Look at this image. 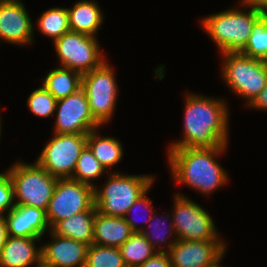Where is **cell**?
<instances>
[{
	"mask_svg": "<svg viewBox=\"0 0 267 267\" xmlns=\"http://www.w3.org/2000/svg\"><path fill=\"white\" fill-rule=\"evenodd\" d=\"M15 207L14 192L8 171L0 172V215Z\"/></svg>",
	"mask_w": 267,
	"mask_h": 267,
	"instance_id": "cell-31",
	"label": "cell"
},
{
	"mask_svg": "<svg viewBox=\"0 0 267 267\" xmlns=\"http://www.w3.org/2000/svg\"><path fill=\"white\" fill-rule=\"evenodd\" d=\"M56 134H88L101 127L91 114L86 93L81 88L68 97L57 100Z\"/></svg>",
	"mask_w": 267,
	"mask_h": 267,
	"instance_id": "cell-12",
	"label": "cell"
},
{
	"mask_svg": "<svg viewBox=\"0 0 267 267\" xmlns=\"http://www.w3.org/2000/svg\"><path fill=\"white\" fill-rule=\"evenodd\" d=\"M220 263H221V261L218 262L214 267H224V266H221Z\"/></svg>",
	"mask_w": 267,
	"mask_h": 267,
	"instance_id": "cell-39",
	"label": "cell"
},
{
	"mask_svg": "<svg viewBox=\"0 0 267 267\" xmlns=\"http://www.w3.org/2000/svg\"><path fill=\"white\" fill-rule=\"evenodd\" d=\"M35 267H51L45 263H43L42 261H40L38 264L35 265Z\"/></svg>",
	"mask_w": 267,
	"mask_h": 267,
	"instance_id": "cell-37",
	"label": "cell"
},
{
	"mask_svg": "<svg viewBox=\"0 0 267 267\" xmlns=\"http://www.w3.org/2000/svg\"><path fill=\"white\" fill-rule=\"evenodd\" d=\"M38 18V30L43 36L51 38L52 42L70 31L67 8L58 6L47 9Z\"/></svg>",
	"mask_w": 267,
	"mask_h": 267,
	"instance_id": "cell-25",
	"label": "cell"
},
{
	"mask_svg": "<svg viewBox=\"0 0 267 267\" xmlns=\"http://www.w3.org/2000/svg\"><path fill=\"white\" fill-rule=\"evenodd\" d=\"M133 233L124 217L107 216L96 211L93 244L120 247Z\"/></svg>",
	"mask_w": 267,
	"mask_h": 267,
	"instance_id": "cell-18",
	"label": "cell"
},
{
	"mask_svg": "<svg viewBox=\"0 0 267 267\" xmlns=\"http://www.w3.org/2000/svg\"><path fill=\"white\" fill-rule=\"evenodd\" d=\"M7 224V233L12 237L41 238L46 231L51 230L46 210L27 206L15 205L7 214H4Z\"/></svg>",
	"mask_w": 267,
	"mask_h": 267,
	"instance_id": "cell-16",
	"label": "cell"
},
{
	"mask_svg": "<svg viewBox=\"0 0 267 267\" xmlns=\"http://www.w3.org/2000/svg\"><path fill=\"white\" fill-rule=\"evenodd\" d=\"M119 249L126 267H137L157 253L141 232H134Z\"/></svg>",
	"mask_w": 267,
	"mask_h": 267,
	"instance_id": "cell-24",
	"label": "cell"
},
{
	"mask_svg": "<svg viewBox=\"0 0 267 267\" xmlns=\"http://www.w3.org/2000/svg\"><path fill=\"white\" fill-rule=\"evenodd\" d=\"M43 86L56 100L70 96L82 87V74L65 67H56L41 78Z\"/></svg>",
	"mask_w": 267,
	"mask_h": 267,
	"instance_id": "cell-21",
	"label": "cell"
},
{
	"mask_svg": "<svg viewBox=\"0 0 267 267\" xmlns=\"http://www.w3.org/2000/svg\"><path fill=\"white\" fill-rule=\"evenodd\" d=\"M57 100L43 87L39 86L27 98L30 112L37 117H50L55 115Z\"/></svg>",
	"mask_w": 267,
	"mask_h": 267,
	"instance_id": "cell-29",
	"label": "cell"
},
{
	"mask_svg": "<svg viewBox=\"0 0 267 267\" xmlns=\"http://www.w3.org/2000/svg\"><path fill=\"white\" fill-rule=\"evenodd\" d=\"M150 189L151 187L134 202V204L129 208V210L126 212L124 216V218L126 219L127 223L129 224L133 232H142L144 228H146L147 224L152 218L154 211L156 210L153 208L152 202L147 196ZM143 208L145 209V212L150 211L149 215L147 214L146 220L143 221L144 224H146V226L138 225V222L135 219L136 217H133V219L129 217L130 214H132L133 212L136 213L138 210H141L142 212V210H144Z\"/></svg>",
	"mask_w": 267,
	"mask_h": 267,
	"instance_id": "cell-30",
	"label": "cell"
},
{
	"mask_svg": "<svg viewBox=\"0 0 267 267\" xmlns=\"http://www.w3.org/2000/svg\"><path fill=\"white\" fill-rule=\"evenodd\" d=\"M8 237L7 224L4 215H0V255Z\"/></svg>",
	"mask_w": 267,
	"mask_h": 267,
	"instance_id": "cell-34",
	"label": "cell"
},
{
	"mask_svg": "<svg viewBox=\"0 0 267 267\" xmlns=\"http://www.w3.org/2000/svg\"><path fill=\"white\" fill-rule=\"evenodd\" d=\"M239 5L243 10L237 7L222 10L199 21L207 35L216 43L219 53H242L252 30L264 16L261 5L241 1Z\"/></svg>",
	"mask_w": 267,
	"mask_h": 267,
	"instance_id": "cell-3",
	"label": "cell"
},
{
	"mask_svg": "<svg viewBox=\"0 0 267 267\" xmlns=\"http://www.w3.org/2000/svg\"><path fill=\"white\" fill-rule=\"evenodd\" d=\"M98 129L91 130L87 134V146L93 155L99 160L107 172L123 159V146L115 137L100 136Z\"/></svg>",
	"mask_w": 267,
	"mask_h": 267,
	"instance_id": "cell-22",
	"label": "cell"
},
{
	"mask_svg": "<svg viewBox=\"0 0 267 267\" xmlns=\"http://www.w3.org/2000/svg\"><path fill=\"white\" fill-rule=\"evenodd\" d=\"M1 120H2V119H1V116H0V138H1V134H2V132H1V131H2V129H1V128H2V127H1V126H2Z\"/></svg>",
	"mask_w": 267,
	"mask_h": 267,
	"instance_id": "cell-38",
	"label": "cell"
},
{
	"mask_svg": "<svg viewBox=\"0 0 267 267\" xmlns=\"http://www.w3.org/2000/svg\"><path fill=\"white\" fill-rule=\"evenodd\" d=\"M227 145L219 147L168 148L167 159L172 179L202 195L213 194L229 181L226 170L216 161Z\"/></svg>",
	"mask_w": 267,
	"mask_h": 267,
	"instance_id": "cell-2",
	"label": "cell"
},
{
	"mask_svg": "<svg viewBox=\"0 0 267 267\" xmlns=\"http://www.w3.org/2000/svg\"><path fill=\"white\" fill-rule=\"evenodd\" d=\"M245 56L267 61V17H262L252 30L245 50Z\"/></svg>",
	"mask_w": 267,
	"mask_h": 267,
	"instance_id": "cell-28",
	"label": "cell"
},
{
	"mask_svg": "<svg viewBox=\"0 0 267 267\" xmlns=\"http://www.w3.org/2000/svg\"><path fill=\"white\" fill-rule=\"evenodd\" d=\"M85 267H126L119 247L91 244L87 250Z\"/></svg>",
	"mask_w": 267,
	"mask_h": 267,
	"instance_id": "cell-27",
	"label": "cell"
},
{
	"mask_svg": "<svg viewBox=\"0 0 267 267\" xmlns=\"http://www.w3.org/2000/svg\"><path fill=\"white\" fill-rule=\"evenodd\" d=\"M224 240L185 241L178 239L168 254L172 267H214L225 257Z\"/></svg>",
	"mask_w": 267,
	"mask_h": 267,
	"instance_id": "cell-13",
	"label": "cell"
},
{
	"mask_svg": "<svg viewBox=\"0 0 267 267\" xmlns=\"http://www.w3.org/2000/svg\"><path fill=\"white\" fill-rule=\"evenodd\" d=\"M264 17H267V0L261 5Z\"/></svg>",
	"mask_w": 267,
	"mask_h": 267,
	"instance_id": "cell-36",
	"label": "cell"
},
{
	"mask_svg": "<svg viewBox=\"0 0 267 267\" xmlns=\"http://www.w3.org/2000/svg\"><path fill=\"white\" fill-rule=\"evenodd\" d=\"M96 211L97 209H89L60 220L51 231L57 236L72 238L90 246L93 244Z\"/></svg>",
	"mask_w": 267,
	"mask_h": 267,
	"instance_id": "cell-20",
	"label": "cell"
},
{
	"mask_svg": "<svg viewBox=\"0 0 267 267\" xmlns=\"http://www.w3.org/2000/svg\"><path fill=\"white\" fill-rule=\"evenodd\" d=\"M182 139L168 148L219 147L228 145L229 108L224 99L186 94Z\"/></svg>",
	"mask_w": 267,
	"mask_h": 267,
	"instance_id": "cell-1",
	"label": "cell"
},
{
	"mask_svg": "<svg viewBox=\"0 0 267 267\" xmlns=\"http://www.w3.org/2000/svg\"><path fill=\"white\" fill-rule=\"evenodd\" d=\"M172 222L177 239L185 241L223 240L210 214L184 194L174 196Z\"/></svg>",
	"mask_w": 267,
	"mask_h": 267,
	"instance_id": "cell-8",
	"label": "cell"
},
{
	"mask_svg": "<svg viewBox=\"0 0 267 267\" xmlns=\"http://www.w3.org/2000/svg\"><path fill=\"white\" fill-rule=\"evenodd\" d=\"M156 214L157 211L155 210L147 226L148 228H144V230L141 233L151 243V245L157 252L168 253L172 248V246L174 245V243L178 240L175 234V228L172 222V217H170L171 215H169V213L168 214L166 213L165 216H163L162 214L161 216V218L163 219L162 220L160 217L158 218ZM169 217L171 218L169 224L168 225L167 223L164 224L166 221H168ZM163 221L165 222L162 223ZM172 234H173V239H168L166 237L167 235L172 237Z\"/></svg>",
	"mask_w": 267,
	"mask_h": 267,
	"instance_id": "cell-23",
	"label": "cell"
},
{
	"mask_svg": "<svg viewBox=\"0 0 267 267\" xmlns=\"http://www.w3.org/2000/svg\"><path fill=\"white\" fill-rule=\"evenodd\" d=\"M67 8L70 31L96 37L97 31L104 22V14L98 2L94 0H80Z\"/></svg>",
	"mask_w": 267,
	"mask_h": 267,
	"instance_id": "cell-19",
	"label": "cell"
},
{
	"mask_svg": "<svg viewBox=\"0 0 267 267\" xmlns=\"http://www.w3.org/2000/svg\"><path fill=\"white\" fill-rule=\"evenodd\" d=\"M102 188L94 187L95 207L101 214L124 217L134 202L144 194L155 181L153 175H128L109 172Z\"/></svg>",
	"mask_w": 267,
	"mask_h": 267,
	"instance_id": "cell-4",
	"label": "cell"
},
{
	"mask_svg": "<svg viewBox=\"0 0 267 267\" xmlns=\"http://www.w3.org/2000/svg\"><path fill=\"white\" fill-rule=\"evenodd\" d=\"M34 27L21 0H0V40L13 45L33 43Z\"/></svg>",
	"mask_w": 267,
	"mask_h": 267,
	"instance_id": "cell-14",
	"label": "cell"
},
{
	"mask_svg": "<svg viewBox=\"0 0 267 267\" xmlns=\"http://www.w3.org/2000/svg\"><path fill=\"white\" fill-rule=\"evenodd\" d=\"M220 56L222 80L237 96L246 99L248 106L266 87L267 61L241 53H221Z\"/></svg>",
	"mask_w": 267,
	"mask_h": 267,
	"instance_id": "cell-5",
	"label": "cell"
},
{
	"mask_svg": "<svg viewBox=\"0 0 267 267\" xmlns=\"http://www.w3.org/2000/svg\"><path fill=\"white\" fill-rule=\"evenodd\" d=\"M89 209H97L94 187L70 178L58 179L46 210L49 226Z\"/></svg>",
	"mask_w": 267,
	"mask_h": 267,
	"instance_id": "cell-11",
	"label": "cell"
},
{
	"mask_svg": "<svg viewBox=\"0 0 267 267\" xmlns=\"http://www.w3.org/2000/svg\"><path fill=\"white\" fill-rule=\"evenodd\" d=\"M241 2L262 5L265 0H240Z\"/></svg>",
	"mask_w": 267,
	"mask_h": 267,
	"instance_id": "cell-35",
	"label": "cell"
},
{
	"mask_svg": "<svg viewBox=\"0 0 267 267\" xmlns=\"http://www.w3.org/2000/svg\"><path fill=\"white\" fill-rule=\"evenodd\" d=\"M53 135L35 162L58 179L71 178L77 160L87 146V134Z\"/></svg>",
	"mask_w": 267,
	"mask_h": 267,
	"instance_id": "cell-9",
	"label": "cell"
},
{
	"mask_svg": "<svg viewBox=\"0 0 267 267\" xmlns=\"http://www.w3.org/2000/svg\"><path fill=\"white\" fill-rule=\"evenodd\" d=\"M7 171L13 186L15 205L47 210L58 178L36 162L16 161Z\"/></svg>",
	"mask_w": 267,
	"mask_h": 267,
	"instance_id": "cell-6",
	"label": "cell"
},
{
	"mask_svg": "<svg viewBox=\"0 0 267 267\" xmlns=\"http://www.w3.org/2000/svg\"><path fill=\"white\" fill-rule=\"evenodd\" d=\"M41 238L12 237L6 239L0 255V267H31L41 261Z\"/></svg>",
	"mask_w": 267,
	"mask_h": 267,
	"instance_id": "cell-17",
	"label": "cell"
},
{
	"mask_svg": "<svg viewBox=\"0 0 267 267\" xmlns=\"http://www.w3.org/2000/svg\"><path fill=\"white\" fill-rule=\"evenodd\" d=\"M267 111V84L257 97L247 106V108Z\"/></svg>",
	"mask_w": 267,
	"mask_h": 267,
	"instance_id": "cell-33",
	"label": "cell"
},
{
	"mask_svg": "<svg viewBox=\"0 0 267 267\" xmlns=\"http://www.w3.org/2000/svg\"><path fill=\"white\" fill-rule=\"evenodd\" d=\"M61 67L81 74L101 66L106 59L97 38L69 31L53 42Z\"/></svg>",
	"mask_w": 267,
	"mask_h": 267,
	"instance_id": "cell-10",
	"label": "cell"
},
{
	"mask_svg": "<svg viewBox=\"0 0 267 267\" xmlns=\"http://www.w3.org/2000/svg\"><path fill=\"white\" fill-rule=\"evenodd\" d=\"M51 242L41 247V261L51 267H85L89 245L49 231Z\"/></svg>",
	"mask_w": 267,
	"mask_h": 267,
	"instance_id": "cell-15",
	"label": "cell"
},
{
	"mask_svg": "<svg viewBox=\"0 0 267 267\" xmlns=\"http://www.w3.org/2000/svg\"><path fill=\"white\" fill-rule=\"evenodd\" d=\"M137 267H172L170 255L166 252H157L153 257Z\"/></svg>",
	"mask_w": 267,
	"mask_h": 267,
	"instance_id": "cell-32",
	"label": "cell"
},
{
	"mask_svg": "<svg viewBox=\"0 0 267 267\" xmlns=\"http://www.w3.org/2000/svg\"><path fill=\"white\" fill-rule=\"evenodd\" d=\"M107 62L82 74L81 88L86 93L92 116L101 126L112 120L119 96L115 72Z\"/></svg>",
	"mask_w": 267,
	"mask_h": 267,
	"instance_id": "cell-7",
	"label": "cell"
},
{
	"mask_svg": "<svg viewBox=\"0 0 267 267\" xmlns=\"http://www.w3.org/2000/svg\"><path fill=\"white\" fill-rule=\"evenodd\" d=\"M103 173L109 172L86 146L77 160L76 168L70 179L95 187L94 180H98L97 178L104 175Z\"/></svg>",
	"mask_w": 267,
	"mask_h": 267,
	"instance_id": "cell-26",
	"label": "cell"
}]
</instances>
